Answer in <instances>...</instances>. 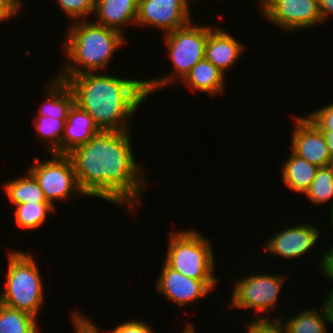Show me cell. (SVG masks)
I'll use <instances>...</instances> for the list:
<instances>
[{
	"label": "cell",
	"mask_w": 333,
	"mask_h": 333,
	"mask_svg": "<svg viewBox=\"0 0 333 333\" xmlns=\"http://www.w3.org/2000/svg\"><path fill=\"white\" fill-rule=\"evenodd\" d=\"M291 148L296 155L317 167H327L331 159L322 131L308 118L295 116Z\"/></svg>",
	"instance_id": "12"
},
{
	"label": "cell",
	"mask_w": 333,
	"mask_h": 333,
	"mask_svg": "<svg viewBox=\"0 0 333 333\" xmlns=\"http://www.w3.org/2000/svg\"><path fill=\"white\" fill-rule=\"evenodd\" d=\"M138 0H95L94 22L121 33L124 26L136 24Z\"/></svg>",
	"instance_id": "15"
},
{
	"label": "cell",
	"mask_w": 333,
	"mask_h": 333,
	"mask_svg": "<svg viewBox=\"0 0 333 333\" xmlns=\"http://www.w3.org/2000/svg\"><path fill=\"white\" fill-rule=\"evenodd\" d=\"M259 7L264 19L283 31L322 23L318 0H262Z\"/></svg>",
	"instance_id": "9"
},
{
	"label": "cell",
	"mask_w": 333,
	"mask_h": 333,
	"mask_svg": "<svg viewBox=\"0 0 333 333\" xmlns=\"http://www.w3.org/2000/svg\"><path fill=\"white\" fill-rule=\"evenodd\" d=\"M239 279L235 284L230 301V308L255 309L253 320H271L263 316L264 312L273 310L279 297L280 289L284 284L285 277L273 274H251ZM267 310V311H266Z\"/></svg>",
	"instance_id": "8"
},
{
	"label": "cell",
	"mask_w": 333,
	"mask_h": 333,
	"mask_svg": "<svg viewBox=\"0 0 333 333\" xmlns=\"http://www.w3.org/2000/svg\"><path fill=\"white\" fill-rule=\"evenodd\" d=\"M211 242L194 229L170 232L164 263L195 280H218Z\"/></svg>",
	"instance_id": "6"
},
{
	"label": "cell",
	"mask_w": 333,
	"mask_h": 333,
	"mask_svg": "<svg viewBox=\"0 0 333 333\" xmlns=\"http://www.w3.org/2000/svg\"><path fill=\"white\" fill-rule=\"evenodd\" d=\"M331 214V217H330V221H331V227L333 226V211L330 213ZM333 228V227H332Z\"/></svg>",
	"instance_id": "37"
},
{
	"label": "cell",
	"mask_w": 333,
	"mask_h": 333,
	"mask_svg": "<svg viewBox=\"0 0 333 333\" xmlns=\"http://www.w3.org/2000/svg\"><path fill=\"white\" fill-rule=\"evenodd\" d=\"M322 22L333 15V0H318Z\"/></svg>",
	"instance_id": "33"
},
{
	"label": "cell",
	"mask_w": 333,
	"mask_h": 333,
	"mask_svg": "<svg viewBox=\"0 0 333 333\" xmlns=\"http://www.w3.org/2000/svg\"><path fill=\"white\" fill-rule=\"evenodd\" d=\"M20 0H0V21L12 18L21 9Z\"/></svg>",
	"instance_id": "32"
},
{
	"label": "cell",
	"mask_w": 333,
	"mask_h": 333,
	"mask_svg": "<svg viewBox=\"0 0 333 333\" xmlns=\"http://www.w3.org/2000/svg\"><path fill=\"white\" fill-rule=\"evenodd\" d=\"M66 120L67 117L37 116L34 118L33 126L44 139L51 154H62V136Z\"/></svg>",
	"instance_id": "23"
},
{
	"label": "cell",
	"mask_w": 333,
	"mask_h": 333,
	"mask_svg": "<svg viewBox=\"0 0 333 333\" xmlns=\"http://www.w3.org/2000/svg\"><path fill=\"white\" fill-rule=\"evenodd\" d=\"M71 319L74 324L73 326L75 327L74 329H76L75 333H100L97 326L91 322L92 320L83 316V314L79 311H74Z\"/></svg>",
	"instance_id": "30"
},
{
	"label": "cell",
	"mask_w": 333,
	"mask_h": 333,
	"mask_svg": "<svg viewBox=\"0 0 333 333\" xmlns=\"http://www.w3.org/2000/svg\"><path fill=\"white\" fill-rule=\"evenodd\" d=\"M244 45L231 34L217 26L208 25V37L205 45V58L223 74L231 69L242 54Z\"/></svg>",
	"instance_id": "14"
},
{
	"label": "cell",
	"mask_w": 333,
	"mask_h": 333,
	"mask_svg": "<svg viewBox=\"0 0 333 333\" xmlns=\"http://www.w3.org/2000/svg\"><path fill=\"white\" fill-rule=\"evenodd\" d=\"M320 130L333 131V103L309 112L307 116Z\"/></svg>",
	"instance_id": "27"
},
{
	"label": "cell",
	"mask_w": 333,
	"mask_h": 333,
	"mask_svg": "<svg viewBox=\"0 0 333 333\" xmlns=\"http://www.w3.org/2000/svg\"><path fill=\"white\" fill-rule=\"evenodd\" d=\"M37 318L0 303V333H39Z\"/></svg>",
	"instance_id": "22"
},
{
	"label": "cell",
	"mask_w": 333,
	"mask_h": 333,
	"mask_svg": "<svg viewBox=\"0 0 333 333\" xmlns=\"http://www.w3.org/2000/svg\"><path fill=\"white\" fill-rule=\"evenodd\" d=\"M46 85L47 97L42 108L38 109L37 116L67 117L74 104V95L65 80L57 76Z\"/></svg>",
	"instance_id": "18"
},
{
	"label": "cell",
	"mask_w": 333,
	"mask_h": 333,
	"mask_svg": "<svg viewBox=\"0 0 333 333\" xmlns=\"http://www.w3.org/2000/svg\"><path fill=\"white\" fill-rule=\"evenodd\" d=\"M60 9L67 14L71 22L86 20L87 15L94 14L95 0H55ZM86 15V16H85Z\"/></svg>",
	"instance_id": "26"
},
{
	"label": "cell",
	"mask_w": 333,
	"mask_h": 333,
	"mask_svg": "<svg viewBox=\"0 0 333 333\" xmlns=\"http://www.w3.org/2000/svg\"><path fill=\"white\" fill-rule=\"evenodd\" d=\"M79 20L71 22L64 42V53L68 60L62 64L57 76H75L85 72H100L126 43L125 35L113 28Z\"/></svg>",
	"instance_id": "3"
},
{
	"label": "cell",
	"mask_w": 333,
	"mask_h": 333,
	"mask_svg": "<svg viewBox=\"0 0 333 333\" xmlns=\"http://www.w3.org/2000/svg\"><path fill=\"white\" fill-rule=\"evenodd\" d=\"M323 306L325 307L330 323H333V289L326 295Z\"/></svg>",
	"instance_id": "34"
},
{
	"label": "cell",
	"mask_w": 333,
	"mask_h": 333,
	"mask_svg": "<svg viewBox=\"0 0 333 333\" xmlns=\"http://www.w3.org/2000/svg\"><path fill=\"white\" fill-rule=\"evenodd\" d=\"M247 333H284L280 320H251L246 325Z\"/></svg>",
	"instance_id": "28"
},
{
	"label": "cell",
	"mask_w": 333,
	"mask_h": 333,
	"mask_svg": "<svg viewBox=\"0 0 333 333\" xmlns=\"http://www.w3.org/2000/svg\"><path fill=\"white\" fill-rule=\"evenodd\" d=\"M273 320H280L284 333H327L325 323H330L323 304L319 313L317 309L308 308L295 317H289L284 324L281 321L282 317H276Z\"/></svg>",
	"instance_id": "21"
},
{
	"label": "cell",
	"mask_w": 333,
	"mask_h": 333,
	"mask_svg": "<svg viewBox=\"0 0 333 333\" xmlns=\"http://www.w3.org/2000/svg\"><path fill=\"white\" fill-rule=\"evenodd\" d=\"M130 133L100 130L67 155L86 197L101 198L136 212L147 183L133 155Z\"/></svg>",
	"instance_id": "1"
},
{
	"label": "cell",
	"mask_w": 333,
	"mask_h": 333,
	"mask_svg": "<svg viewBox=\"0 0 333 333\" xmlns=\"http://www.w3.org/2000/svg\"><path fill=\"white\" fill-rule=\"evenodd\" d=\"M96 73L57 77L65 80L74 104L86 111L100 130H129V118L148 97L146 80Z\"/></svg>",
	"instance_id": "2"
},
{
	"label": "cell",
	"mask_w": 333,
	"mask_h": 333,
	"mask_svg": "<svg viewBox=\"0 0 333 333\" xmlns=\"http://www.w3.org/2000/svg\"><path fill=\"white\" fill-rule=\"evenodd\" d=\"M53 159L41 162L37 157L29 171L39 186L45 198L53 206L56 201L74 198V195H84L81 191L71 158L66 154H51Z\"/></svg>",
	"instance_id": "7"
},
{
	"label": "cell",
	"mask_w": 333,
	"mask_h": 333,
	"mask_svg": "<svg viewBox=\"0 0 333 333\" xmlns=\"http://www.w3.org/2000/svg\"><path fill=\"white\" fill-rule=\"evenodd\" d=\"M189 0H138L135 26H153L163 34L187 25L191 19Z\"/></svg>",
	"instance_id": "10"
},
{
	"label": "cell",
	"mask_w": 333,
	"mask_h": 333,
	"mask_svg": "<svg viewBox=\"0 0 333 333\" xmlns=\"http://www.w3.org/2000/svg\"><path fill=\"white\" fill-rule=\"evenodd\" d=\"M152 329L147 322L142 320H131L118 324L117 327L113 328L109 333H153Z\"/></svg>",
	"instance_id": "29"
},
{
	"label": "cell",
	"mask_w": 333,
	"mask_h": 333,
	"mask_svg": "<svg viewBox=\"0 0 333 333\" xmlns=\"http://www.w3.org/2000/svg\"><path fill=\"white\" fill-rule=\"evenodd\" d=\"M320 237V231L313 225L304 223L298 226H286L278 230L275 236L267 239L264 245L266 252L283 258H301L313 249Z\"/></svg>",
	"instance_id": "13"
},
{
	"label": "cell",
	"mask_w": 333,
	"mask_h": 333,
	"mask_svg": "<svg viewBox=\"0 0 333 333\" xmlns=\"http://www.w3.org/2000/svg\"><path fill=\"white\" fill-rule=\"evenodd\" d=\"M308 199L316 205L323 204L329 200H333V176L327 167L317 169L315 178L311 182L309 188L304 193ZM331 200V208L333 211V201Z\"/></svg>",
	"instance_id": "25"
},
{
	"label": "cell",
	"mask_w": 333,
	"mask_h": 333,
	"mask_svg": "<svg viewBox=\"0 0 333 333\" xmlns=\"http://www.w3.org/2000/svg\"><path fill=\"white\" fill-rule=\"evenodd\" d=\"M5 286L0 303L37 318L44 301V284L40 270L31 254L9 251Z\"/></svg>",
	"instance_id": "4"
},
{
	"label": "cell",
	"mask_w": 333,
	"mask_h": 333,
	"mask_svg": "<svg viewBox=\"0 0 333 333\" xmlns=\"http://www.w3.org/2000/svg\"><path fill=\"white\" fill-rule=\"evenodd\" d=\"M320 257V263L317 264V270L322 272L329 280L333 282V245Z\"/></svg>",
	"instance_id": "31"
},
{
	"label": "cell",
	"mask_w": 333,
	"mask_h": 333,
	"mask_svg": "<svg viewBox=\"0 0 333 333\" xmlns=\"http://www.w3.org/2000/svg\"><path fill=\"white\" fill-rule=\"evenodd\" d=\"M325 140H326V144L329 148L330 154L333 157V131L332 130H321Z\"/></svg>",
	"instance_id": "35"
},
{
	"label": "cell",
	"mask_w": 333,
	"mask_h": 333,
	"mask_svg": "<svg viewBox=\"0 0 333 333\" xmlns=\"http://www.w3.org/2000/svg\"><path fill=\"white\" fill-rule=\"evenodd\" d=\"M4 191L13 205L24 203H50L44 196L34 176L28 171L24 177L20 176L14 180L4 183Z\"/></svg>",
	"instance_id": "20"
},
{
	"label": "cell",
	"mask_w": 333,
	"mask_h": 333,
	"mask_svg": "<svg viewBox=\"0 0 333 333\" xmlns=\"http://www.w3.org/2000/svg\"><path fill=\"white\" fill-rule=\"evenodd\" d=\"M15 222L16 225L25 230H34L42 226L48 213H54L55 206L51 203H24L15 205Z\"/></svg>",
	"instance_id": "24"
},
{
	"label": "cell",
	"mask_w": 333,
	"mask_h": 333,
	"mask_svg": "<svg viewBox=\"0 0 333 333\" xmlns=\"http://www.w3.org/2000/svg\"><path fill=\"white\" fill-rule=\"evenodd\" d=\"M285 186L297 193H305L315 178L319 167L296 155L292 150L288 160L281 166Z\"/></svg>",
	"instance_id": "19"
},
{
	"label": "cell",
	"mask_w": 333,
	"mask_h": 333,
	"mask_svg": "<svg viewBox=\"0 0 333 333\" xmlns=\"http://www.w3.org/2000/svg\"><path fill=\"white\" fill-rule=\"evenodd\" d=\"M208 37V26H197L190 21L184 27L164 34L169 60L174 72L169 76L146 80L148 96L159 88L181 82L189 71L205 58V45Z\"/></svg>",
	"instance_id": "5"
},
{
	"label": "cell",
	"mask_w": 333,
	"mask_h": 333,
	"mask_svg": "<svg viewBox=\"0 0 333 333\" xmlns=\"http://www.w3.org/2000/svg\"><path fill=\"white\" fill-rule=\"evenodd\" d=\"M327 168L330 170L331 175L333 176V157L328 161Z\"/></svg>",
	"instance_id": "36"
},
{
	"label": "cell",
	"mask_w": 333,
	"mask_h": 333,
	"mask_svg": "<svg viewBox=\"0 0 333 333\" xmlns=\"http://www.w3.org/2000/svg\"><path fill=\"white\" fill-rule=\"evenodd\" d=\"M225 75L206 58L200 60L182 80L191 90L208 94H221L225 88Z\"/></svg>",
	"instance_id": "17"
},
{
	"label": "cell",
	"mask_w": 333,
	"mask_h": 333,
	"mask_svg": "<svg viewBox=\"0 0 333 333\" xmlns=\"http://www.w3.org/2000/svg\"><path fill=\"white\" fill-rule=\"evenodd\" d=\"M100 131L90 115L76 104L70 108L62 136V154L84 145Z\"/></svg>",
	"instance_id": "16"
},
{
	"label": "cell",
	"mask_w": 333,
	"mask_h": 333,
	"mask_svg": "<svg viewBox=\"0 0 333 333\" xmlns=\"http://www.w3.org/2000/svg\"><path fill=\"white\" fill-rule=\"evenodd\" d=\"M218 280H195L177 272L165 263L157 279L156 289L173 303L184 307L207 297L210 290L216 286Z\"/></svg>",
	"instance_id": "11"
}]
</instances>
